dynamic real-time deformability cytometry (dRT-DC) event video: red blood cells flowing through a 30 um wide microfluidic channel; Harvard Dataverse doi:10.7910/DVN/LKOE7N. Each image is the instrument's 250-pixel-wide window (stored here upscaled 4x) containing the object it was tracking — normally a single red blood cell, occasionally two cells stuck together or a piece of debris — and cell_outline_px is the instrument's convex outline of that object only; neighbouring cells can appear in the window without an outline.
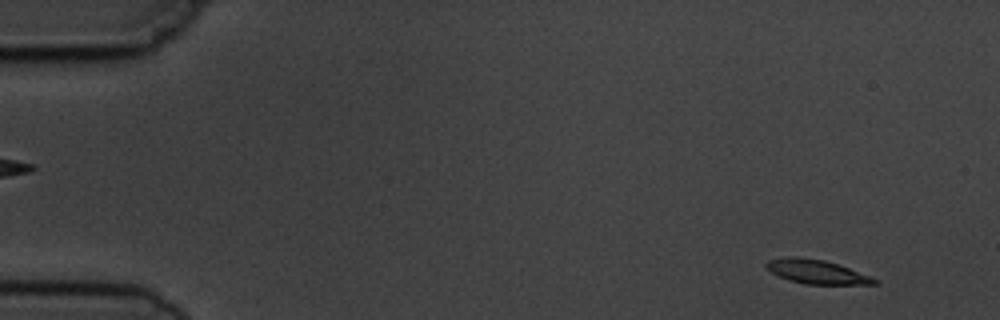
{"species": "common noctule bat (a hibernating species)", "species_latin": "Nyctalus noctula", "temperature_condition": "cold", "stored_images_in_passage": 6, "camera_frame_rate_fps": 3000, "um_per_image_px": 0.085, "animal": {"sex": "male", "body_mass_g": 19.5, "forearm_length_mm": 54.6}, "frame": {"image": 1, "passage_image": 2, "time_ms": 1.333, "image_size_px": [1000, 320], "cell_outline_px": [[880, 284], [804, 284], [788, 280], [772, 272], [764, 264], [768, 260], [784, 256], [796, 256], [824, 260], [872, 276], [880, 280]], "centroid_in_image_um": [69.43, 23.1], "position_along_channel_um": 15.6, "area_um2": 15.14}}
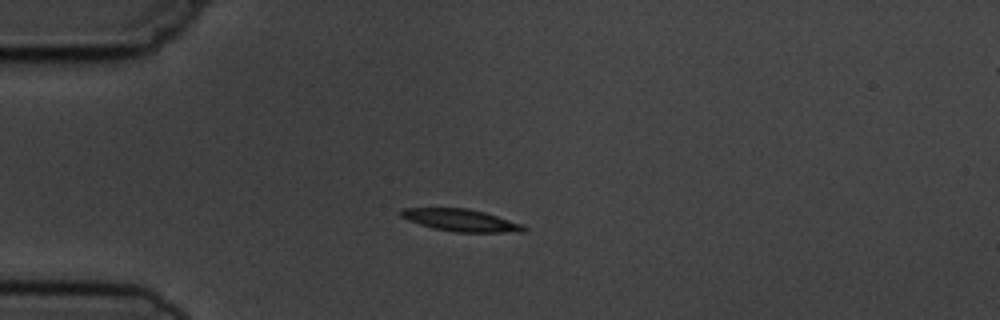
{"frame": {"image": 2, "passage_image": 5, "time_ms": 4.667, "image_size_px": [1000, 320], "cell_outline_px": [[528, 228], [524, 232], [456, 232], [432, 228], [408, 220], [400, 216], [396, 212], [400, 208], [468, 208], [484, 212], [524, 224]], "centroid_in_image_um": [39.16, 18.71], "position_along_channel_um": 45.8, "area_um2": 16.07}}